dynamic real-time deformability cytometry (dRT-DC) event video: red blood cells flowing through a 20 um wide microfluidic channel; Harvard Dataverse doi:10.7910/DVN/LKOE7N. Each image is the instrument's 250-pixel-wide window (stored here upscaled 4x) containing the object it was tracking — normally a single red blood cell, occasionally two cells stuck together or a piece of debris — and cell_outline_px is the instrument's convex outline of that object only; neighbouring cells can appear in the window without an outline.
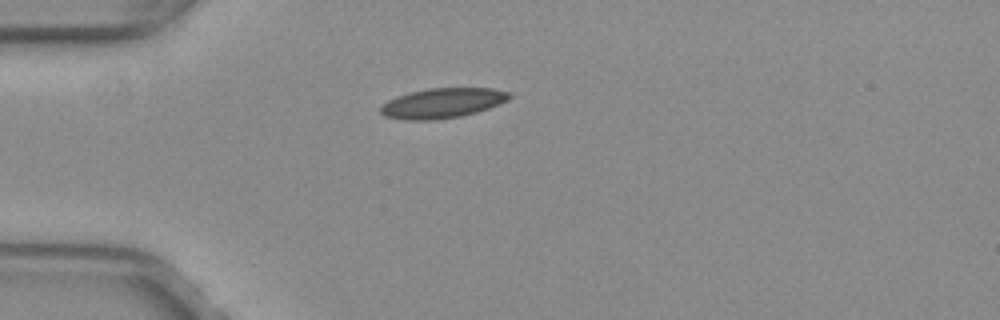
{"species": "common noctule bat (a hibernating species)", "species_latin": "Nyctalus noctula", "temperature_condition": "warm", "stored_images_in_passage": 39, "camera_frame_rate_fps": 3000, "um_per_image_px": 0.085, "animal": {"sex": "female", "body_mass_g": 29.2, "forearm_length_mm": 56.3}, "frame": {"image": 1, "passage_image": 1, "time_ms": 0.0, "image_size_px": [1000, 320], "cell_outline_px": [[512, 96], [508, 100], [488, 108], [476, 112], [460, 116], [432, 120], [408, 120], [384, 116], [380, 112], [380, 104], [396, 96], [408, 92], [428, 88], [492, 88], [512, 92]], "centroid_in_image_um": [37.59, 8.75], "position_along_channel_um": 47.4, "area_um2": 22.6}}
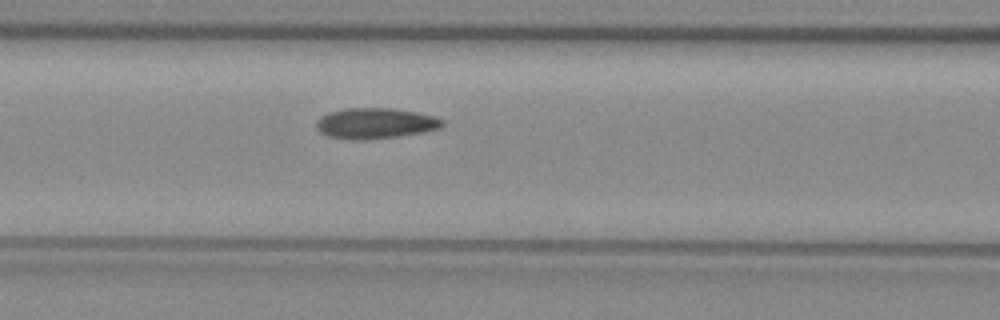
{"frame": {"image": 2, "passage_image": 9, "time_ms": 2.667, "image_size_px": [1000, 320], "cell_outline_px": [[444, 124], [440, 128], [424, 132], [396, 136], [328, 136], [320, 132], [316, 128], [316, 120], [320, 116], [328, 112], [344, 108], [392, 108], [416, 112], [432, 116], [444, 120]], "centroid_in_image_um": [31.93, 10.41], "position_along_channel_um": 134.7, "area_um2": 21.44}}
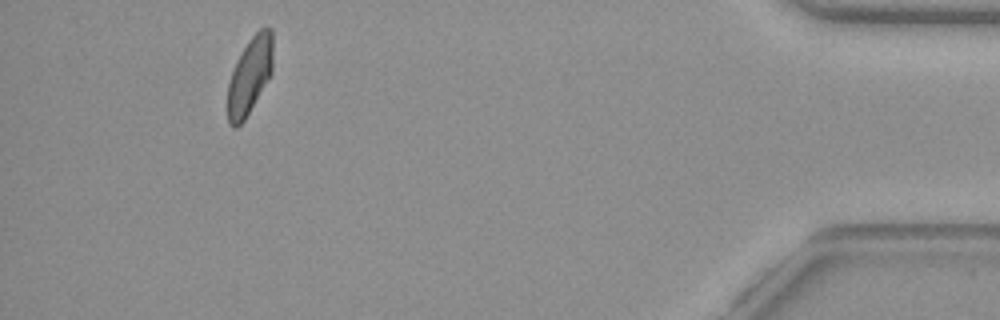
{"frame": {"image": 3, "passage_image": 35, "time_ms": 11.333, "image_size_px": [1000, 320], "cell_outline_px": [[272, 72], [244, 120], [236, 128], [232, 128], [228, 124], [228, 84], [236, 60], [240, 52], [248, 40], [260, 28], [272, 28]], "centroid_in_image_um": [21.21, 6.42], "position_along_channel_um": 414.0, "area_um2": 20.11}, "authors_computed_cell_mechanics": {"area_um2": 21.7328, "velocity_mm_per_s": 3.9776, "shape_relaxation_time_tau1_ms": 6.5224, "shape_relaxation_time_tau2_ms": 2.5943, "deformation_change_tau1": 0.1455, "deformation_change_tau2": 0.0793}}